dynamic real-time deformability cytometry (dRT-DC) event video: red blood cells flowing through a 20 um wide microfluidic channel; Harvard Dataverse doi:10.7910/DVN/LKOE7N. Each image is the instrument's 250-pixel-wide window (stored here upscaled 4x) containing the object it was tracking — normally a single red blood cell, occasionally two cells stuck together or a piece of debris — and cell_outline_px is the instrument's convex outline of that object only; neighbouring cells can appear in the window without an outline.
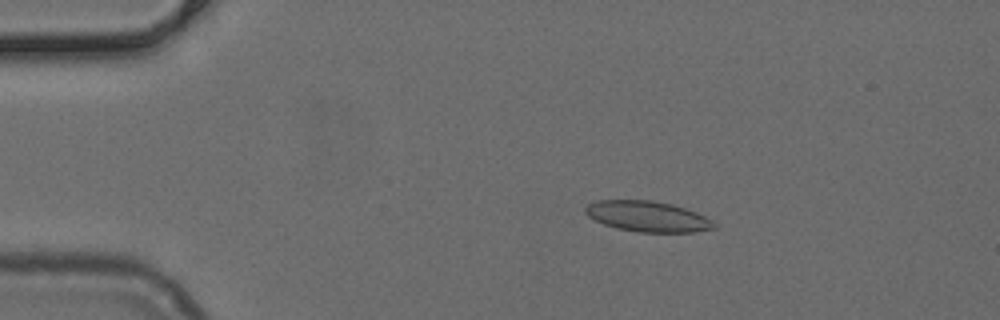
{"species": "common noctule bat (a hibernating species)", "species_latin": "Nyctalus noctula", "temperature_condition": "cold", "stored_images_in_passage": 41, "camera_frame_rate_fps": 3000, "um_per_image_px": 0.085, "animal": {"sex": "female", "body_mass_g": 24.6, "forearm_length_mm": 56.2}, "frame": {"image": 1, "passage_image": 10, "time_ms": 3.0, "image_size_px": [1000, 320], "cell_outline_px": [[716, 228], [692, 232], [636, 232], [616, 228], [604, 224], [588, 216], [584, 212], [584, 208], [588, 204], [596, 200], [652, 200], [672, 204], [696, 212], [712, 220], [716, 224]], "centroid_in_image_um": [55.03, 18.39], "position_along_channel_um": 30.0, "area_um2": 23.0}}
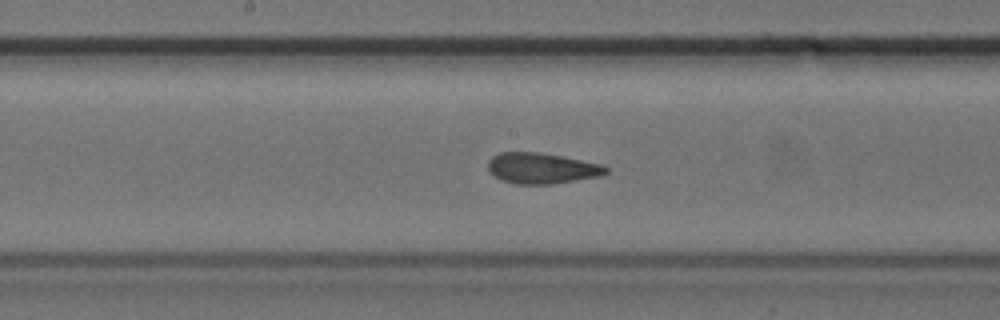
{"frame": {"image": 2, "passage_image": 27, "time_ms": 8.667, "image_size_px": [1000, 320], "cell_outline_px": [[608, 172], [600, 176], [552, 184], [516, 184], [500, 180], [488, 172], [488, 160], [492, 156], [500, 152], [540, 152], [600, 164], [608, 168]], "centroid_in_image_um": [45.99, 14.3], "position_along_channel_um": 202.2, "area_um2": 21.15}}
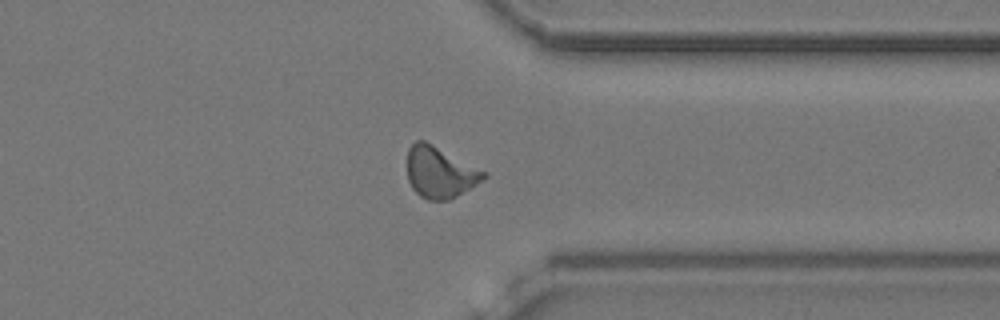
{"frame": {"image": 3, "passage_image": 40, "time_ms": 13.0, "image_size_px": [1000, 320], "cell_outline_px": [[488, 176], [484, 180], [456, 196], [448, 200], [428, 200], [420, 196], [412, 188], [408, 180], [408, 148], [416, 140], [424, 140], [488, 172]], "centroid_in_image_um": [37.41, 14.65], "position_along_channel_um": 374.0, "area_um2": 22.83}}